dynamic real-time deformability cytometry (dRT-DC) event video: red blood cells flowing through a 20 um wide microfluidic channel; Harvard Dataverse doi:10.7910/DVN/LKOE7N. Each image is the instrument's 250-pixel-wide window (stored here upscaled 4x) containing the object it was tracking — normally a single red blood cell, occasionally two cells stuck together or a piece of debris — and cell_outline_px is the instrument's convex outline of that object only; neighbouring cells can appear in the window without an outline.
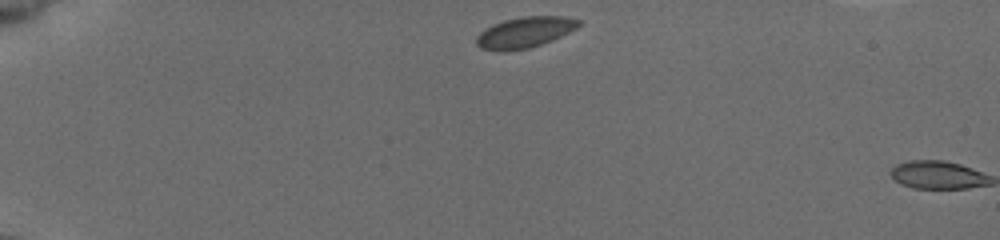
{"species": "common noctule bat (a hibernating species)", "species_latin": "Nyctalus noctula", "temperature_condition": "cold", "stored_images_in_passage": 2, "camera_frame_rate_fps": 3000, "um_per_image_px": 0.085, "animal": {"sex": "female", "body_mass_g": 19.5, "forearm_length_mm": 54.1}, "frame": {"image": 1, "passage_image": 1, "time_ms": 0.0, "image_size_px": [1000, 240], "cell_outline_px": [[580, 24], [576, 28], [552, 40], [528, 48], [480, 48], [476, 44], [476, 36], [484, 28], [492, 24], [504, 20], [520, 16], [564, 16], [580, 20]], "centroid_in_image_um": [44.62, 2.69], "position_along_channel_um": 40.4, "area_um2": 17.74}}